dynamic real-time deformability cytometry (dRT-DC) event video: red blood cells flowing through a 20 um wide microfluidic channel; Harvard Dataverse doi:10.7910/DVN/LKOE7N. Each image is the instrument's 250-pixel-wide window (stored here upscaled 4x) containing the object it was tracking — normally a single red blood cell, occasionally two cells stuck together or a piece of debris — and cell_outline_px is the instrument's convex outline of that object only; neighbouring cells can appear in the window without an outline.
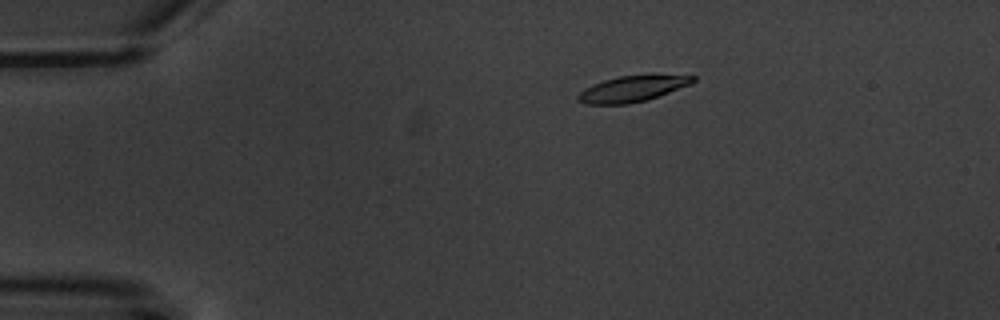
{"species": "common noctule bat (a hibernating species)", "species_latin": "Nyctalus noctula", "temperature_condition": "warm", "stored_images_in_passage": 6, "camera_frame_rate_fps": 3000, "um_per_image_px": 0.085, "animal": {"sex": "male", "body_mass_g": 20.1, "forearm_length_mm": 53.5}, "frame": {"image": 1, "passage_image": 4, "time_ms": 3.667, "image_size_px": [1000, 320], "cell_outline_px": [[696, 80], [692, 84], [648, 100], [628, 104], [584, 104], [576, 100], [576, 96], [584, 88], [604, 80], [620, 76], [648, 72], [652, 72], [696, 76]], "centroid_in_image_um": [53.83, 7.5], "position_along_channel_um": 31.2, "area_um2": 18.26}}